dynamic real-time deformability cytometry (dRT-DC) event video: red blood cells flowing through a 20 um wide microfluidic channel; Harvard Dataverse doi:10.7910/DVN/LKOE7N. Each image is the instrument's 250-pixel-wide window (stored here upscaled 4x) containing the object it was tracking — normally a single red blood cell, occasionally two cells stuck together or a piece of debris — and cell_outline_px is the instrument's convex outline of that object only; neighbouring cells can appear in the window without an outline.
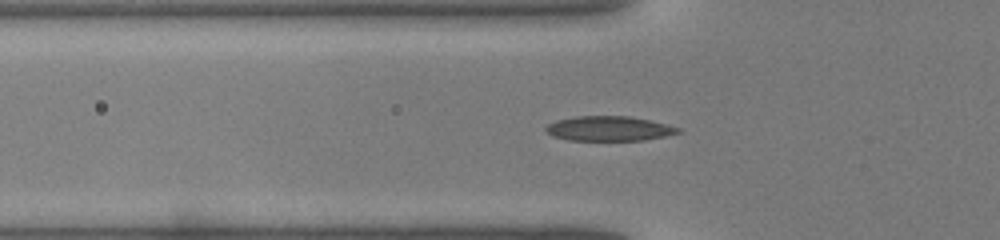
{"species": "common noctule bat (a hibernating species)", "species_latin": "Nyctalus noctula", "temperature_condition": "warm", "stored_images_in_passage": 32, "segment_of_instrument_passage": [1, 2], "camera_frame_rate_fps": 3000, "um_per_image_px": 0.085, "animal": {"sex": "male", "body_mass_g": 19.0, "forearm_length_mm": 50.8}, "frame": {"image": 1, "passage_image": 3, "time_ms": 0.667, "image_size_px": [1000, 240], "cell_outline_px": [[680, 132], [664, 136], [644, 140], [568, 140], [552, 136], [544, 128], [548, 124], [556, 120], [576, 116], [628, 116], [652, 120], [680, 128]], "centroid_in_image_um": [51.75, 10.92], "position_along_channel_um": 74.1, "area_um2": 19.02}}
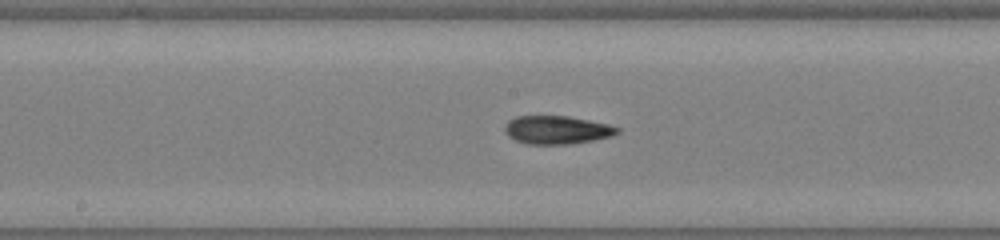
{"frame": {"image": 2, "passage_image": 11, "time_ms": 3.333, "image_size_px": [1000, 240], "cell_outline_px": [[620, 132], [612, 136], [592, 140], [568, 144], [528, 144], [516, 140], [508, 136], [504, 132], [504, 124], [508, 120], [516, 116], [568, 116], [608, 124], [620, 128]], "centroid_in_image_um": [47.31, 11.03], "position_along_channel_um": 200.9, "area_um2": 18.55}}
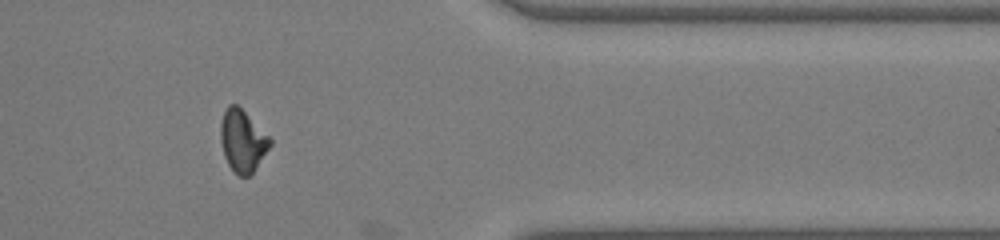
{"frame": {"image": 3, "passage_image": 24, "time_ms": 7.667, "image_size_px": [1000, 240], "cell_outline_px": [[272, 144], [252, 172], [248, 176], [240, 176], [228, 164], [224, 156], [220, 140], [220, 124], [224, 112], [228, 104], [236, 104], [272, 140]], "centroid_in_image_um": [20.59, 11.96], "position_along_channel_um": 390.8, "area_um2": 17.4}}